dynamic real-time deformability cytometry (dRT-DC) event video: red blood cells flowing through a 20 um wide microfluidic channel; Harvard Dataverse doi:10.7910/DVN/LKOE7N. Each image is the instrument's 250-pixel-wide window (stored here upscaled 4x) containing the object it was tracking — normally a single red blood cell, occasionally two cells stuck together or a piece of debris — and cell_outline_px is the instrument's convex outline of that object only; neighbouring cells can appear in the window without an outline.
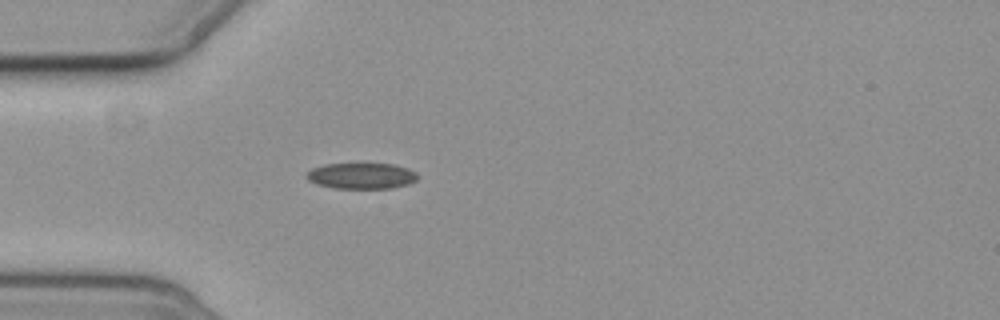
{"species": "common noctule bat (a hibernating species)", "species_latin": "Nyctalus noctula", "temperature_condition": "cold", "stored_images_in_passage": 2, "camera_frame_rate_fps": 3000, "um_per_image_px": 0.085, "animal": {"sex": "female", "body_mass_g": 19.3, "forearm_length_mm": 54.1}, "frame": {"image": 1, "passage_image": 2, "time_ms": 1.0, "image_size_px": [1000, 320], "cell_outline_px": [[420, 176], [416, 180], [408, 184], [392, 188], [332, 188], [316, 184], [308, 180], [304, 176], [312, 168], [324, 164], [396, 164], [408, 168], [416, 172]], "centroid_in_image_um": [30.73, 14.95], "position_along_channel_um": 54.3, "area_um2": 16.94}}